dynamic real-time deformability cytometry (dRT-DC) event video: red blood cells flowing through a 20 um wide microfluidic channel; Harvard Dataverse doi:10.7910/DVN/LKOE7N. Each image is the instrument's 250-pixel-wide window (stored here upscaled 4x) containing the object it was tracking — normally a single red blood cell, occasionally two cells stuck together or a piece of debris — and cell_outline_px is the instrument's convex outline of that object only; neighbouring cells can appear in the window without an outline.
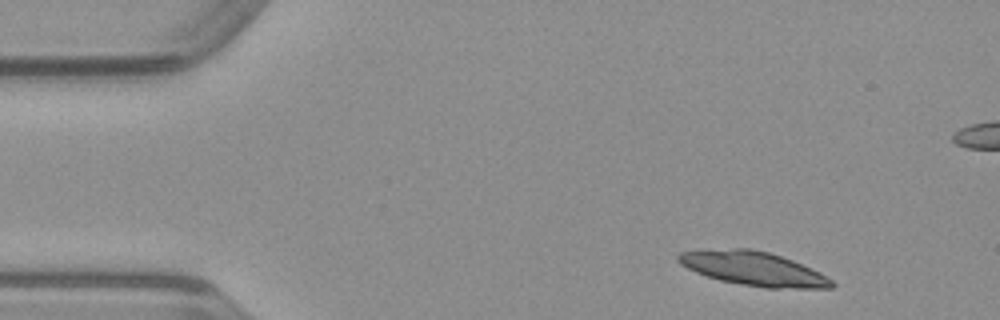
{"species": "common noctule bat (a hibernating species)", "species_latin": "Nyctalus noctula", "temperature_condition": "warm", "stored_images_in_passage": 45, "camera_frame_rate_fps": 3000, "um_per_image_px": 0.085, "animal": {"sex": "male", "body_mass_g": 23.1, "forearm_length_mm": 52.7}, "frame": {"image": 1, "passage_image": 1, "time_ms": 0.0, "image_size_px": [1000, 320], "cell_outline_px": [[836, 284], [832, 288], [764, 288], [740, 284], [720, 280], [696, 272], [680, 264], [676, 260], [676, 256], [680, 252], [732, 248], [752, 248], [768, 252], [792, 260], [812, 268], [820, 272], [832, 280]], "centroid_in_image_um": [64.06, 22.84], "position_along_channel_um": 20.9, "area_um2": 30.29}}